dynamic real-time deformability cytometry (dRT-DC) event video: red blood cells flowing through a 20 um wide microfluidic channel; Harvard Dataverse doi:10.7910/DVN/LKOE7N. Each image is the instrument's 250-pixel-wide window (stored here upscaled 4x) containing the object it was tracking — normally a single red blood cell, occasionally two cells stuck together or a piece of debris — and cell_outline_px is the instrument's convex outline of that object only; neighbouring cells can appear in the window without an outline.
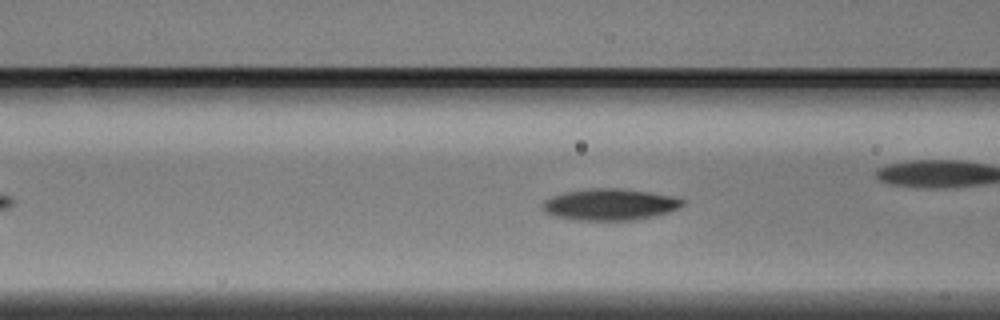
{"species": "Egyptian fruit bat (a non-hibernating species)", "species_latin": "Rousettus aegyptiacus", "temperature_condition": "warm", "stored_images_in_passage": 43, "camera_frame_rate_fps": 3000, "um_per_image_px": 0.085, "animal": {"sex": "male"}, "frame": {"image": 1, "passage_image": 13, "time_ms": 4.0, "image_size_px": [1000, 320], "cell_outline_px": [[684, 204], [680, 208], [668, 212], [652, 216], [632, 220], [580, 220], [556, 216], [544, 212], [540, 208], [540, 204], [544, 200], [552, 196], [564, 192], [588, 188], [616, 188], [680, 196], [684, 200]], "centroid_in_image_um": [51.84, 17.37], "position_along_channel_um": 114.8, "area_um2": 25.89}}
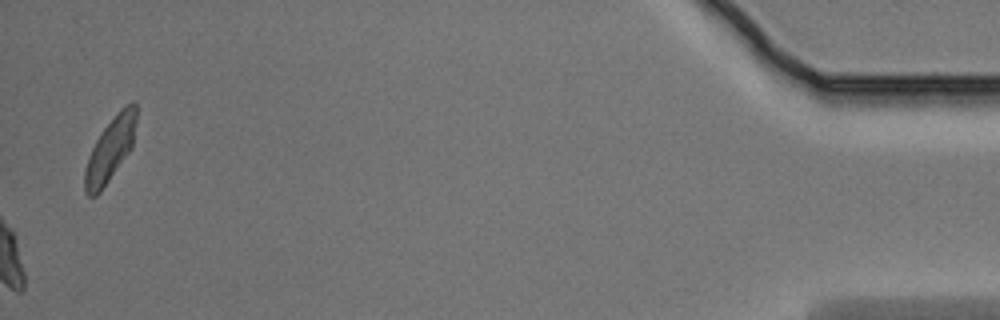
{"frame": {"image": 2, "passage_image": 43, "time_ms": 14.0, "image_size_px": [1000, 320], "cell_outline_px": [[136, 120], [132, 148], [100, 192], [96, 196], [88, 196], [84, 192], [84, 172], [88, 156], [96, 140], [104, 128], [120, 108], [132, 100], [136, 104]], "centroid_in_image_um": [9.37, 12.7], "position_along_channel_um": 425.8, "area_um2": 19.07}}